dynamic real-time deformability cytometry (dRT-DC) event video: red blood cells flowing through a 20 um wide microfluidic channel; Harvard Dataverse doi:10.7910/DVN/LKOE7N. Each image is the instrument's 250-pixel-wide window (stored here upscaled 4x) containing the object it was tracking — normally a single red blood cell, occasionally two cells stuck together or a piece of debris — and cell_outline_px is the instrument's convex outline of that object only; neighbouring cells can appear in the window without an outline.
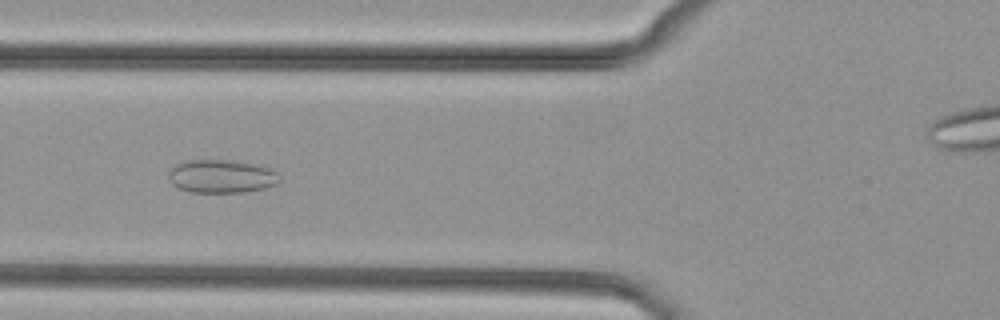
{"species": "common noctule bat (a hibernating species)", "species_latin": "Nyctalus noctula", "temperature_condition": "cold", "stored_images_in_passage": 44, "camera_frame_rate_fps": 3000, "um_per_image_px": 0.085, "animal": {"sex": "female", "body_mass_g": 29.2, "forearm_length_mm": 56.3}, "frame": {"image": 1, "passage_image": 12, "time_ms": 3.667, "image_size_px": [1000, 320], "cell_outline_px": [[280, 180], [276, 184], [264, 188], [244, 192], [192, 192], [180, 188], [172, 184], [168, 180], [168, 172], [176, 164], [188, 160], [228, 160], [260, 164], [276, 172]], "centroid_in_image_um": [18.82, 14.98], "position_along_channel_um": 107.0, "area_um2": 21.5}}
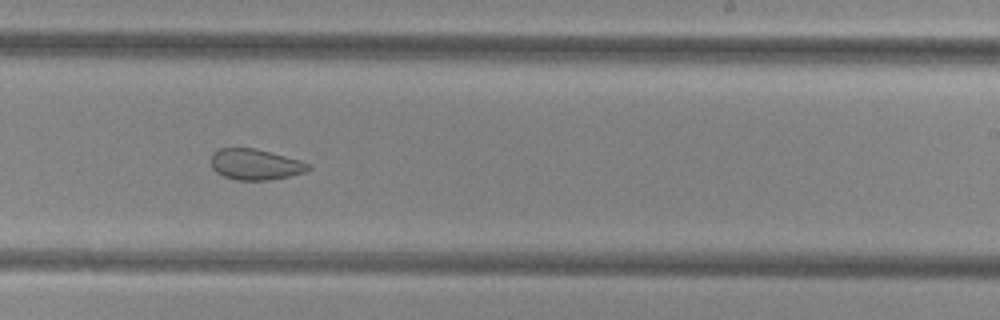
{"frame": {"image": 2, "passage_image": 24, "time_ms": 7.667, "image_size_px": [1000, 320], "cell_outline_px": [[312, 168], [304, 172], [288, 176], [268, 180], [236, 180], [224, 176], [216, 172], [212, 168], [212, 152], [220, 148], [256, 148], [300, 160], [312, 164]], "centroid_in_image_um": [21.71, 13.97], "position_along_channel_um": 267.3, "area_um2": 17.51}}
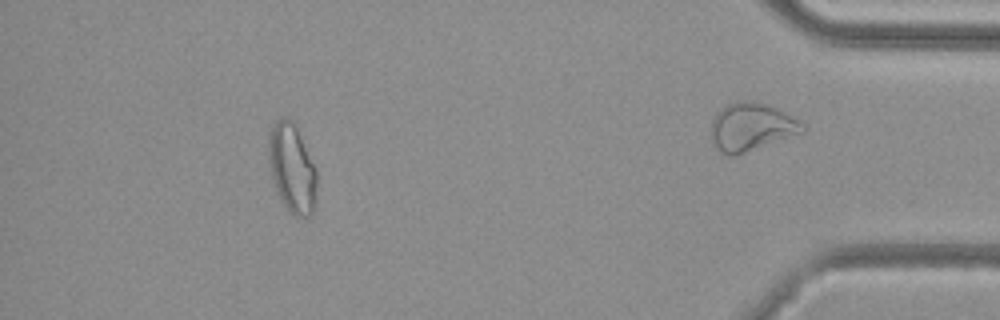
{"frame": {"image": 3, "passage_image": 39, "time_ms": 12.667, "image_size_px": [1000, 320], "cell_outline_px": [[316, 204], [312, 212], [308, 216], [296, 216], [288, 212], [272, 180], [268, 148], [268, 140], [272, 128], [276, 120], [280, 116], [284, 116], [292, 120], [316, 168]], "centroid_in_image_um": [24.83, 14.31], "position_along_channel_um": 410.4, "area_um2": 24.68}}